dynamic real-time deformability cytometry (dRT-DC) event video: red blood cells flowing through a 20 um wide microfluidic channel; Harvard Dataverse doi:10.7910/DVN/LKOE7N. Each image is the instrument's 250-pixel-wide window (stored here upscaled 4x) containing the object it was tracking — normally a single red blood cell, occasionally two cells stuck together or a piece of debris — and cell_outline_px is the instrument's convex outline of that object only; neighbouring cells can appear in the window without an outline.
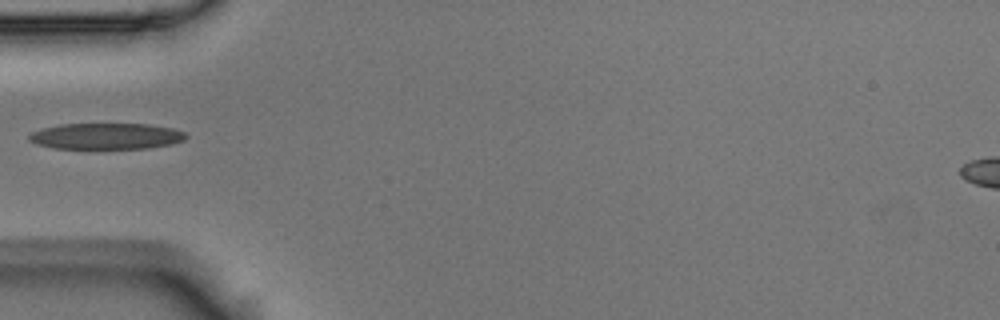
{"species": "Egyptian fruit bat (a non-hibernating species)", "species_latin": "Rousettus aegyptiacus", "temperature_condition": "room temperature", "stored_images_in_passage": 2, "camera_frame_rate_fps": 3000, "um_per_image_px": 0.085, "animal": {"sex": "male"}, "frame": {"image": 1, "passage_image": 2, "time_ms": 0.333, "image_size_px": [1000, 320], "cell_outline_px": [[188, 136], [184, 140], [172, 144], [148, 148], [52, 148], [36, 144], [28, 140], [28, 136], [32, 132], [44, 128], [60, 124], [148, 124], [172, 128], [184, 132]], "centroid_in_image_um": [9.03, 11.57], "position_along_channel_um": 76.0, "area_um2": 23.81}}